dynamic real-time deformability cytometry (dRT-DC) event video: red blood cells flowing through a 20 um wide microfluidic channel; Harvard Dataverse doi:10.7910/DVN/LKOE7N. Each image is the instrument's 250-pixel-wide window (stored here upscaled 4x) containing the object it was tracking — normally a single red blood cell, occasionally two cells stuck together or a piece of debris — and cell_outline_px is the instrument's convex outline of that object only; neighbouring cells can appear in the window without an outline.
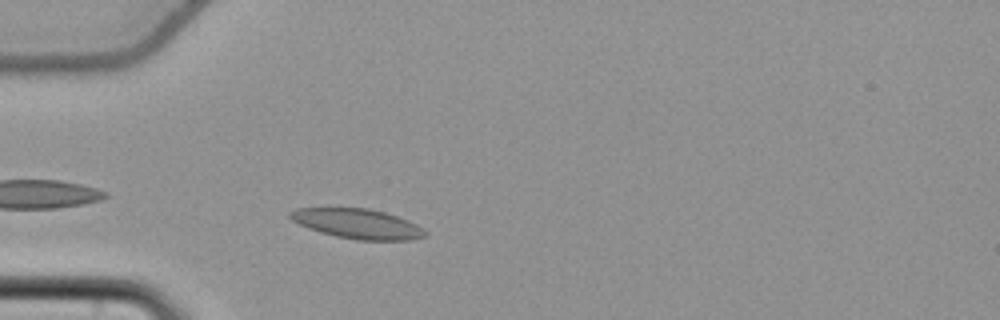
{"species": "common noctule bat (a hibernating species)", "species_latin": "Nyctalus noctula", "temperature_condition": "cold", "stored_images_in_passage": 42, "camera_frame_rate_fps": 3000, "um_per_image_px": 0.085, "animal": {"sex": "female", "body_mass_g": 22.7, "forearm_length_mm": 54.2}, "frame": {"image": 1, "passage_image": 3, "time_ms": 0.667, "image_size_px": [1000, 320], "cell_outline_px": [[428, 232], [424, 236], [412, 240], [356, 240], [336, 236], [320, 232], [308, 228], [292, 220], [288, 216], [288, 212], [296, 208], [368, 208], [384, 212], [408, 220], [416, 224]], "centroid_in_image_um": [30.38, 19.02], "position_along_channel_um": 54.6, "area_um2": 23.41}}
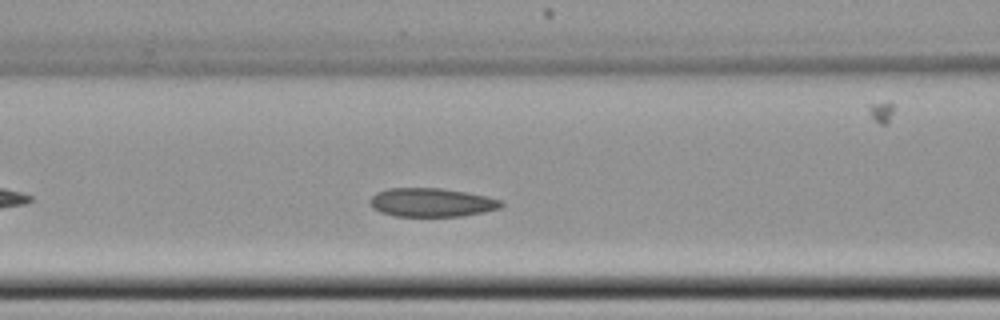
{"frame": {"image": 2, "passage_image": 10, "time_ms": 3.0, "image_size_px": [1000, 320], "cell_outline_px": [[504, 204], [500, 208], [484, 212], [464, 216], [396, 216], [380, 212], [372, 208], [368, 204], [368, 200], [376, 192], [388, 188], [440, 188], [468, 192], [488, 196], [500, 200]], "centroid_in_image_um": [36.67, 17.2], "position_along_channel_um": 129.9, "area_um2": 22.2}}
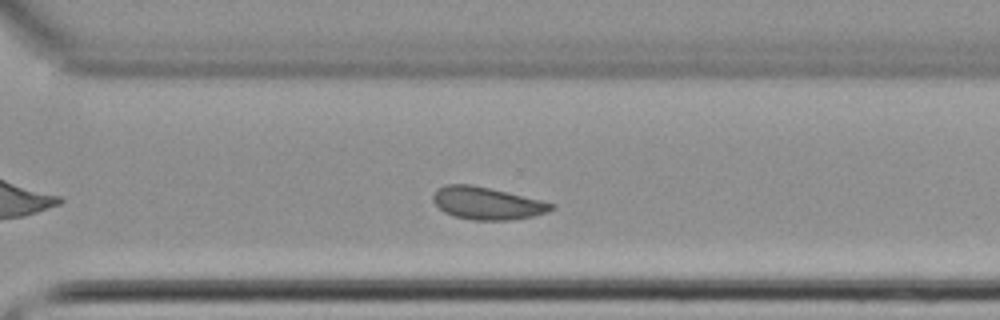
{"frame": {"image": 3, "passage_image": 26, "time_ms": 8.333, "image_size_px": [1000, 320], "cell_outline_px": [[556, 208], [548, 212], [532, 216], [508, 220], [472, 220], [452, 216], [444, 212], [432, 200], [432, 192], [436, 188], [444, 184], [472, 184], [540, 200], [556, 204]], "centroid_in_image_um": [41.35, 17.27], "position_along_channel_um": 329.2, "area_um2": 22.48}, "authors_computed_cell_mechanics": {"area_um2": 22.4842, "velocity_mm_per_s": 3.7348, "shape_relaxation_time_tau1_ms": 10.2903, "shape_relaxation_time_tau2_ms": 3.5005, "deformation_change_tau1": 0.1435, "deformation_change_tau2": 0.0766}}